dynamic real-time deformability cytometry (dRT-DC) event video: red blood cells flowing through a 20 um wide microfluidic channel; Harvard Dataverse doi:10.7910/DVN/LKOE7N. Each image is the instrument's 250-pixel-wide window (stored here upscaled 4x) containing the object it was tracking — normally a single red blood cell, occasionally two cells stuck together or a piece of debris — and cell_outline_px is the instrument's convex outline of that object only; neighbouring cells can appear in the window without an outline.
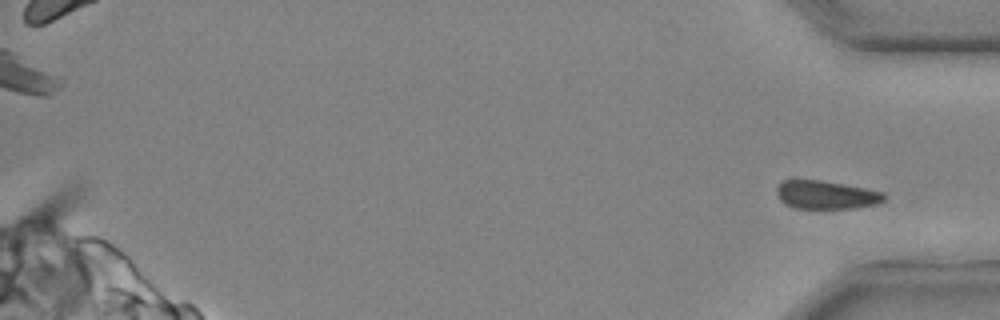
{"species": "common noctule bat (a hibernating species)", "species_latin": "Nyctalus noctula", "temperature_condition": "cold", "stored_images_in_passage": 25, "camera_frame_rate_fps": 3000, "um_per_image_px": 0.085, "animal": {"sex": "male", "body_mass_g": 20.4}, "frame": {"image": 1, "passage_image": 25, "time_ms": 8.0, "image_size_px": [1000, 320], "cell_outline_px": [[888, 196], [884, 200], [876, 204], [856, 208], [792, 208], [784, 204], [780, 200], [776, 192], [776, 188], [784, 180], [820, 180], [844, 184], [884, 192]], "centroid_in_image_um": [70.23, 16.57], "position_along_channel_um": 365.0, "area_um2": 17.8}}